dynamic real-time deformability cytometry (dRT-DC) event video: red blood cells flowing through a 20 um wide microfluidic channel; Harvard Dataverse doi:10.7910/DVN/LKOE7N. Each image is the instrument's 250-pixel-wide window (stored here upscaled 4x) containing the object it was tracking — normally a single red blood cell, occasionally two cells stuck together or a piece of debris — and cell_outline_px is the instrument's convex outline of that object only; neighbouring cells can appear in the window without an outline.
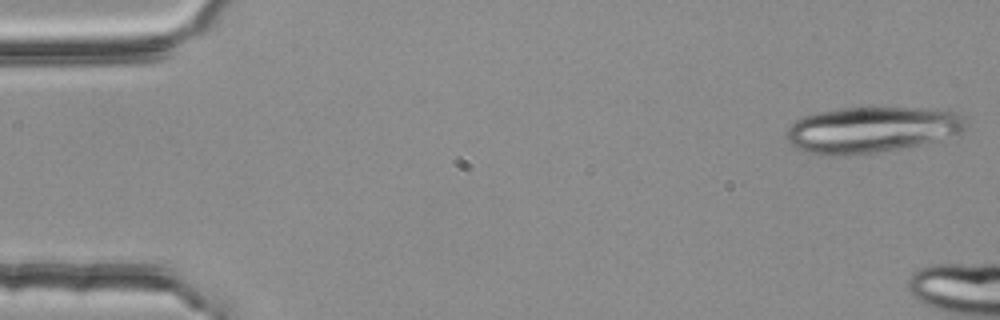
{"species": "common noctule bat (a hibernating species)", "species_latin": "Nyctalus noctula", "temperature_condition": "room temperature", "stored_images_in_passage": 9, "camera_frame_rate_fps": 3000, "um_per_image_px": 0.085, "animal": {"sex": "female", "body_mass_g": 25.1}, "frame": {"image": 1, "passage_image": 1, "time_ms": 0.0, "image_size_px": [1000, 320], "cell_outline_px": [[964, 132], [936, 140], [900, 148], [876, 152], [804, 152], [788, 144], [788, 128], [800, 116], [816, 112], [840, 108], [868, 104], [872, 104], [936, 108], [956, 112], [964, 116]], "centroid_in_image_um": [74.14, 10.91], "position_along_channel_um": 10.9, "area_um2": 48.38}}